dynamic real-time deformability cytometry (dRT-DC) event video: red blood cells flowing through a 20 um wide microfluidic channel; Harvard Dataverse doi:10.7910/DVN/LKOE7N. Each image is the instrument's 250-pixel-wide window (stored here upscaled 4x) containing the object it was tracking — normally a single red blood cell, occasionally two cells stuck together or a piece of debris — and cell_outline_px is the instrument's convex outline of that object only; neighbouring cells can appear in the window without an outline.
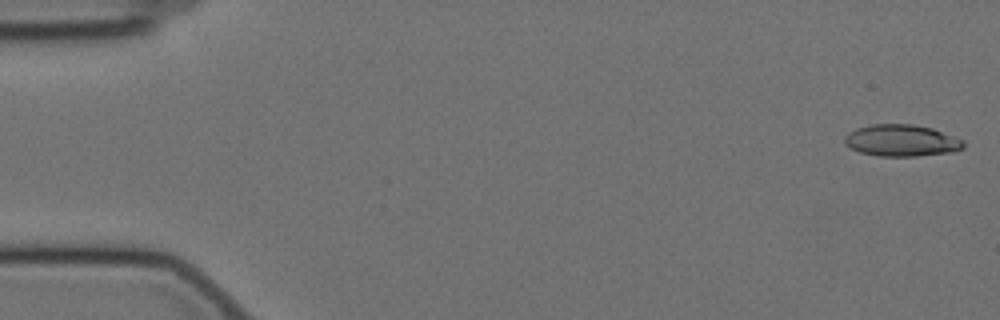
{"species": "Egyptian fruit bat (a non-hibernating species)", "species_latin": "Rousettus aegyptiacus", "temperature_condition": "cold", "stored_images_in_passage": 9, "camera_frame_rate_fps": 3000, "um_per_image_px": 0.085, "animal": {"sex": "female"}, "frame": {"image": 1, "passage_image": 1, "time_ms": 0.0, "image_size_px": [1000, 320], "cell_outline_px": [[964, 148], [956, 152], [916, 156], [876, 156], [860, 152], [844, 144], [844, 136], [848, 132], [856, 128], [872, 124], [912, 124], [932, 128], [964, 140]], "centroid_in_image_um": [76.63, 11.95], "position_along_channel_um": 8.4, "area_um2": 22.2}}